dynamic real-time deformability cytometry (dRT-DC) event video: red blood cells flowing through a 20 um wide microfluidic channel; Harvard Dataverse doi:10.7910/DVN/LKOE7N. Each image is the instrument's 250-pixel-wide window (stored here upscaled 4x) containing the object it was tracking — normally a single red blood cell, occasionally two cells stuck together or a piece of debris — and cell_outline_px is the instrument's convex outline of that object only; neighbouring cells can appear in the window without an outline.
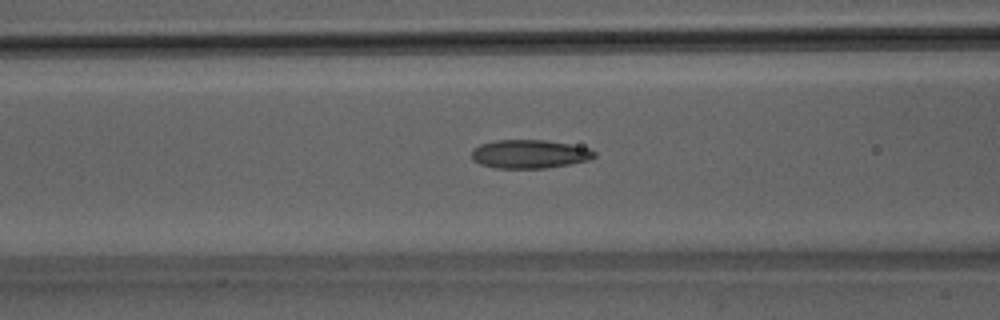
{"species": "Egyptian fruit bat (a non-hibernating species)", "species_latin": "Rousettus aegyptiacus", "temperature_condition": "room temperature", "stored_images_in_passage": 50, "camera_frame_rate_fps": 3000, "um_per_image_px": 0.085, "animal": {"sex": "male"}, "frame": {"image": 1, "passage_image": 20, "time_ms": 6.333, "image_size_px": [1000, 320], "cell_outline_px": [[596, 156], [588, 160], [568, 164], [544, 168], [496, 168], [480, 164], [472, 160], [472, 152], [480, 144], [496, 140], [544, 140], [572, 144], [592, 148], [596, 152]], "centroid_in_image_um": [45.04, 13.09], "position_along_channel_um": 121.6, "area_um2": 20.46}}
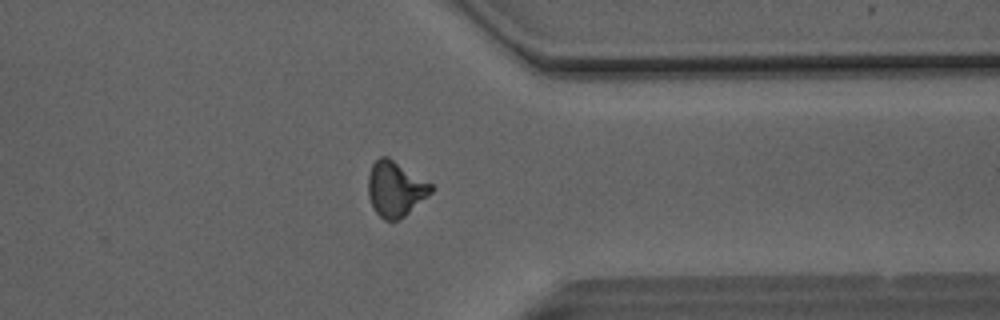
{"frame": {"image": 2, "passage_image": 39, "time_ms": 12.667, "image_size_px": [1000, 320], "cell_outline_px": [[436, 188], [432, 192], [404, 216], [396, 220], [384, 220], [376, 212], [368, 196], [368, 172], [372, 164], [380, 156], [388, 156], [432, 184]], "centroid_in_image_um": [33.6, 16.03], "position_along_channel_um": 377.8, "area_um2": 20.17}}
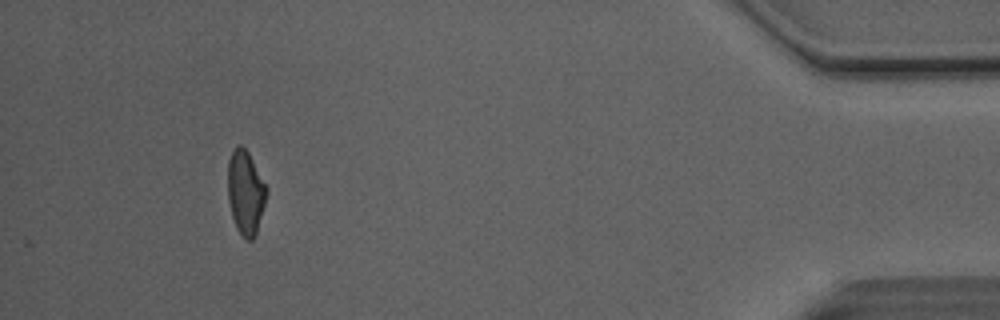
{"frame": {"image": 3, "passage_image": 46, "time_ms": 15.0, "image_size_px": [1000, 320], "cell_outline_px": [[268, 192], [256, 236], [252, 240], [248, 240], [236, 228], [232, 216], [228, 200], [228, 160], [236, 144], [240, 144], [248, 152], [268, 188]], "centroid_in_image_um": [20.88, 16.35], "position_along_channel_um": 414.3, "area_um2": 19.02}, "authors_computed_cell_mechanics": {"area_um2": 19.9988, "velocity_mm_per_s": 4.1297, "shape_relaxation_time_tau1_ms": 7.0958, "shape_relaxation_time_tau2_ms": 1.7007, "deformation_change_tau1": 0.2112, "deformation_change_tau2": 0.0992}}